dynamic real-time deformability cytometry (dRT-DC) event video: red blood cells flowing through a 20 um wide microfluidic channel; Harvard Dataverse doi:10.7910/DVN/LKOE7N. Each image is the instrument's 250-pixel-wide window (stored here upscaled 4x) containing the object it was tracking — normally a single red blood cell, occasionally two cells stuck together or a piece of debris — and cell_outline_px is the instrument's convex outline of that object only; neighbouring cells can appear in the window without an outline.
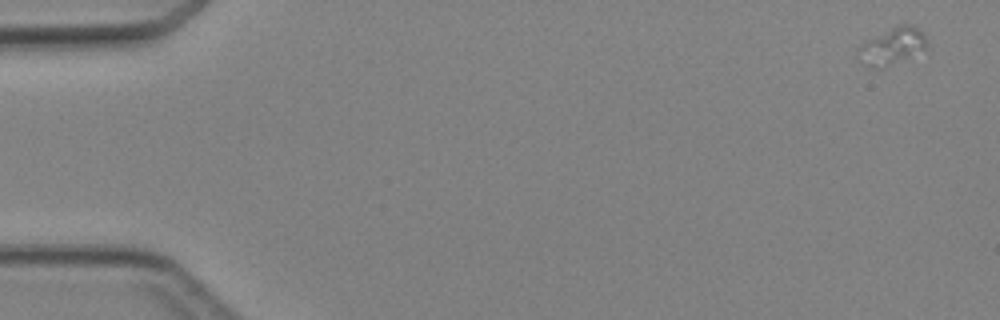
{"species": "Egyptian fruit bat (a non-hibernating species)", "species_latin": "Rousettus aegyptiacus", "temperature_condition": "cold", "stored_images_in_passage": 6, "camera_frame_rate_fps": 3000, "um_per_image_px": 0.085, "animal": {"sex": "female"}, "frame": {"image": 1, "passage_image": 1, "time_ms": 0.0, "image_size_px": [1000, 320], "cell_outline_px": [[928, 48], [884, 68], [868, 68], [860, 48], [860, 44], [864, 40], [896, 24], [916, 24], [924, 32], [928, 40]], "centroid_in_image_um": [75.94, 3.85], "position_along_channel_um": 9.1, "area_um2": 14.91}}